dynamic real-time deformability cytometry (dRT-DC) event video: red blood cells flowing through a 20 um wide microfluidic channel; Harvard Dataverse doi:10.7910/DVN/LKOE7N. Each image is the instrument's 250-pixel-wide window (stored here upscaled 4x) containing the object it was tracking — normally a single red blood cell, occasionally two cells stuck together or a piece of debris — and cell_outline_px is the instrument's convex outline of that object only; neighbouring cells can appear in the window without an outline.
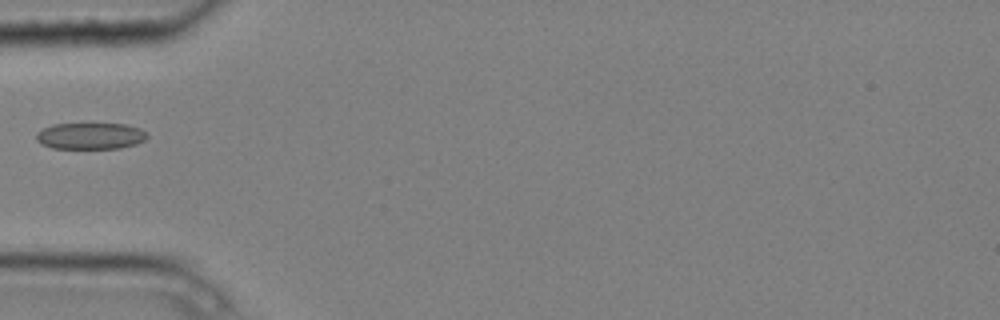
{"species": "common noctule bat (a hibernating species)", "species_latin": "Nyctalus noctula", "temperature_condition": "cold", "stored_images_in_passage": 5, "camera_frame_rate_fps": 3000, "um_per_image_px": 0.085, "animal": {"sex": "male", "body_mass_g": 20.4}, "frame": {"image": 1, "passage_image": 5, "time_ms": 1.333, "image_size_px": [1000, 320], "cell_outline_px": [[148, 136], [144, 140], [136, 144], [120, 148], [52, 148], [40, 144], [36, 140], [36, 132], [52, 124], [124, 124], [140, 128]], "centroid_in_image_um": [7.65, 11.56], "position_along_channel_um": 77.4, "area_um2": 17.05}}